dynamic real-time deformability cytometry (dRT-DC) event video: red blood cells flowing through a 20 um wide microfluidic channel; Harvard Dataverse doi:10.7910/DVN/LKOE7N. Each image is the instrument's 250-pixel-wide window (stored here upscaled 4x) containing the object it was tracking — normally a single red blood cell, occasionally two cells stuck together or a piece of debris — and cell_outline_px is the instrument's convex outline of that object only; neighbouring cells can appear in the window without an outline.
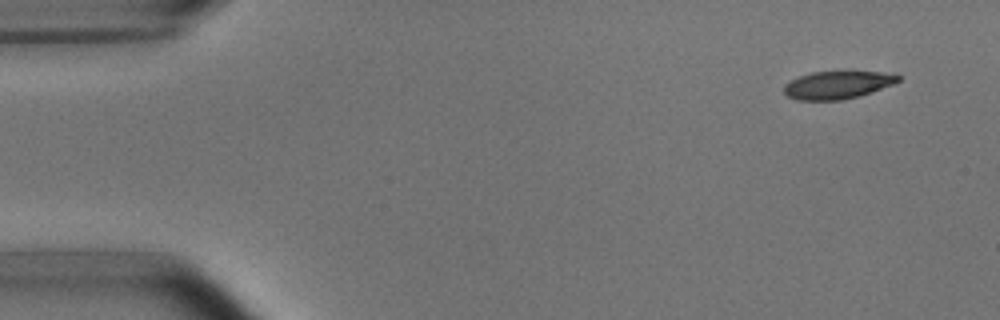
{"species": "common noctule bat (a hibernating species)", "species_latin": "Nyctalus noctula", "temperature_condition": "room temperature", "stored_images_in_passage": 4, "camera_frame_rate_fps": 3000, "um_per_image_px": 0.085, "animal": {"sex": "male", "body_mass_g": 15.6}, "frame": {"image": 1, "passage_image": 2, "time_ms": 1.0, "image_size_px": [1000, 320], "cell_outline_px": [[900, 80], [892, 84], [872, 92], [860, 96], [840, 100], [796, 100], [788, 96], [784, 92], [784, 84], [800, 76], [812, 72], [848, 68], [880, 72], [900, 76]], "centroid_in_image_um": [71.2, 7.17], "position_along_channel_um": 13.8, "area_um2": 19.19}}